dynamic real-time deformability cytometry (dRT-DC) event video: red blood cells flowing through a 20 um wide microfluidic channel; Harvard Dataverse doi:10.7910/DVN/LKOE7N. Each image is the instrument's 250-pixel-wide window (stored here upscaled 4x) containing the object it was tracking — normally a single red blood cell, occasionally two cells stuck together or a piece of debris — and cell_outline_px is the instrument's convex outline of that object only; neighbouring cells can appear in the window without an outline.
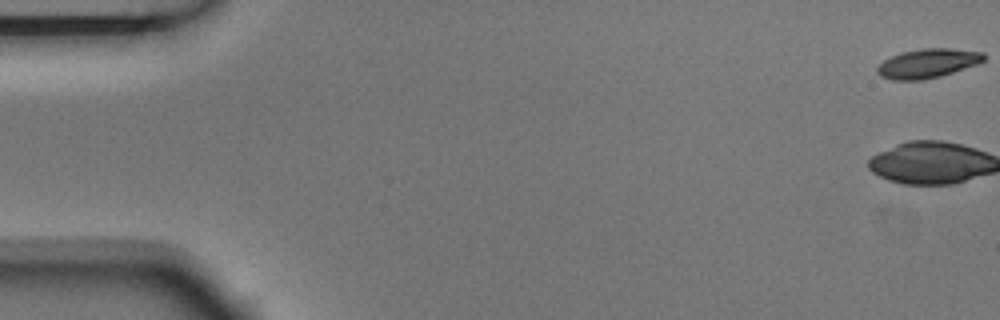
{"species": "Egyptian fruit bat (a non-hibernating species)", "species_latin": "Rousettus aegyptiacus", "temperature_condition": "room temperature", "stored_images_in_passage": 6, "camera_frame_rate_fps": 3000, "um_per_image_px": 0.085, "animal": {"sex": "male"}, "frame": {"image": 1, "passage_image": 1, "time_ms": 0.0, "image_size_px": [1000, 320], "cell_outline_px": [[984, 60], [976, 64], [940, 76], [924, 80], [892, 80], [880, 76], [876, 72], [876, 68], [884, 60], [900, 52], [920, 48], [952, 48], [984, 52]], "centroid_in_image_um": [78.82, 5.38], "position_along_channel_um": 6.2, "area_um2": 18.15}}